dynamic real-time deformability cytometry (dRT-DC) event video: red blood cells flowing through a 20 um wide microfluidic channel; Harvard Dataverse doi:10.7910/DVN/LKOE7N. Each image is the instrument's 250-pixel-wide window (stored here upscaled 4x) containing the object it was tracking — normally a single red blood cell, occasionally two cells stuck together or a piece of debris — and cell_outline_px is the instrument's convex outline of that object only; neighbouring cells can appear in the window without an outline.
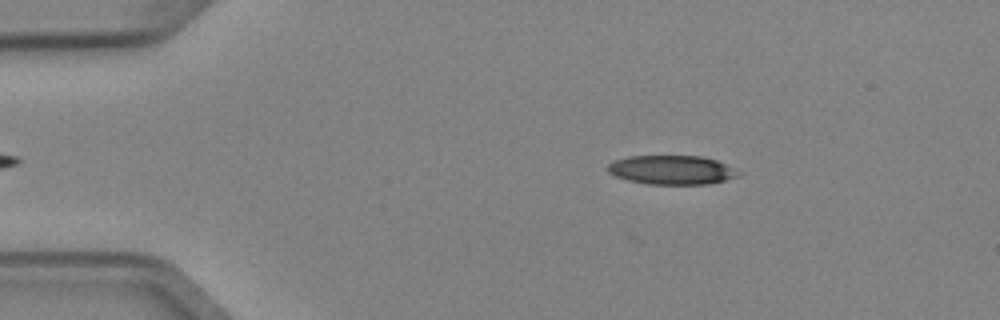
{"species": "Egyptian fruit bat (a non-hibernating species)", "species_latin": "Rousettus aegyptiacus", "temperature_condition": "cold", "stored_images_in_passage": 2, "camera_frame_rate_fps": 3000, "um_per_image_px": 0.085, "animal": {"sex": "female"}, "frame": {"image": 1, "passage_image": 1, "time_ms": 0.0, "image_size_px": [1000, 320], "cell_outline_px": [[744, 172], [740, 176], [708, 184], [648, 184], [628, 180], [616, 176], [608, 172], [608, 164], [616, 160], [628, 156], [700, 156], [716, 160]], "centroid_in_image_um": [57.15, 14.44], "position_along_channel_um": 27.9, "area_um2": 22.14}}